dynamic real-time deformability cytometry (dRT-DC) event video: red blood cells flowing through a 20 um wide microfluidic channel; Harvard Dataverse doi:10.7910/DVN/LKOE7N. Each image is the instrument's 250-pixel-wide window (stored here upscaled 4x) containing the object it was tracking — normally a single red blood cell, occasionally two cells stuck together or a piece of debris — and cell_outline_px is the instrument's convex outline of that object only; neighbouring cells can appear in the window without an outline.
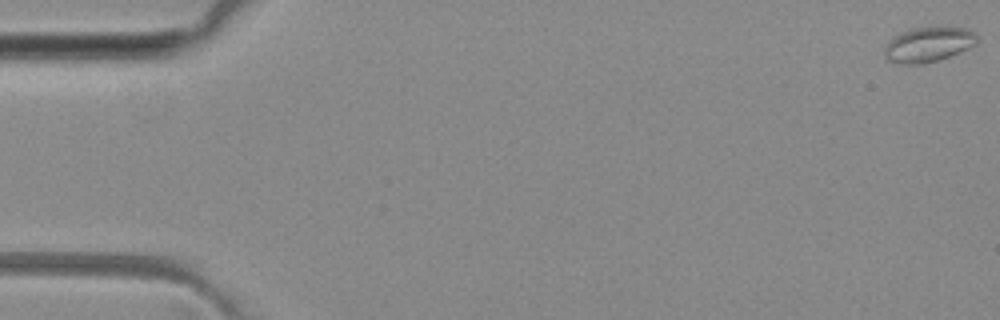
{"species": "common noctule bat (a hibernating species)", "species_latin": "Nyctalus noctula", "temperature_condition": "room temperature", "stored_images_in_passage": 16, "camera_frame_rate_fps": 3000, "um_per_image_px": 0.085, "animal": {"sex": "female", "body_mass_g": 29.2, "forearm_length_mm": 56.3}, "frame": {"image": 1, "passage_image": 1, "time_ms": 0.0, "image_size_px": [1000, 320], "cell_outline_px": [[976, 44], [960, 52], [924, 64], [900, 64], [888, 60], [884, 56], [884, 48], [888, 40], [904, 32], [916, 28], [968, 28], [976, 32]], "centroid_in_image_um": [78.9, 3.8], "position_along_channel_um": 6.1, "area_um2": 18.5}}